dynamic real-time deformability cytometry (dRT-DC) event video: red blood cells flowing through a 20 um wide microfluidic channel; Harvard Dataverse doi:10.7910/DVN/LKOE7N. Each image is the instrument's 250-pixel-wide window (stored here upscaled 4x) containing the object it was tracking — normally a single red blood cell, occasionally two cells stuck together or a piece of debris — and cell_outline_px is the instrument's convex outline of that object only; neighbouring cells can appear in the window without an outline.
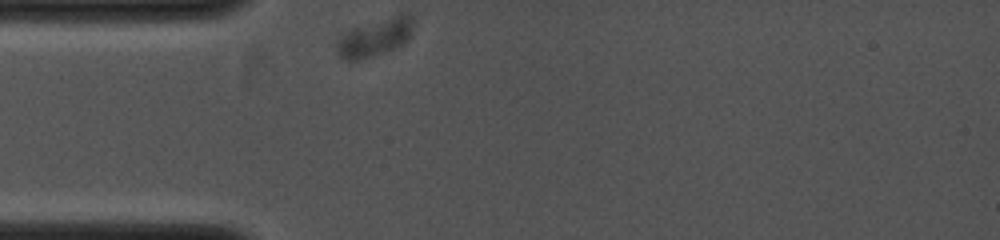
{"species": "common noctule bat (a hibernating species)", "species_latin": "Nyctalus noctula", "temperature_condition": "cold", "stored_images_in_passage": 61, "camera_frame_rate_fps": 4000, "um_per_image_px": 0.085, "animal": {"sex": "female", "body_mass_g": 19.0, "forearm_length_mm": 53.3}, "frame": {"image": 1, "passage_image": 1, "time_ms": 0.0, "image_size_px": [1000, 240], "cell_outline_px": [[412, 28], [408, 36], [400, 44], [392, 48], [360, 60], [344, 60], [336, 52], [336, 40], [344, 32], [352, 28], [404, 12], [408, 12], [412, 16]], "centroid_in_image_um": [31.8, 3.16], "position_along_channel_um": 53.2, "area_um2": 16.47}}
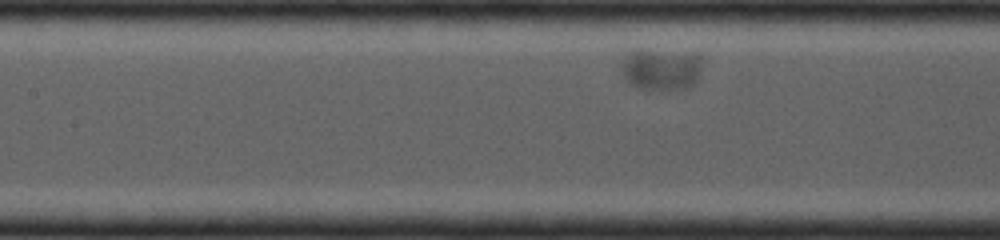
{"frame": {"image": 2, "passage_image": 36, "time_ms": 13.75, "image_size_px": [1000, 240], "cell_outline_px": [[704, 52], [700, 72], [696, 80], [688, 88], [640, 88], [632, 84], [628, 80], [624, 72], [624, 60], [628, 52], [636, 48], [640, 48]], "centroid_in_image_um": [56.31, 5.78], "position_along_channel_um": 151.1, "area_um2": 19.88}}
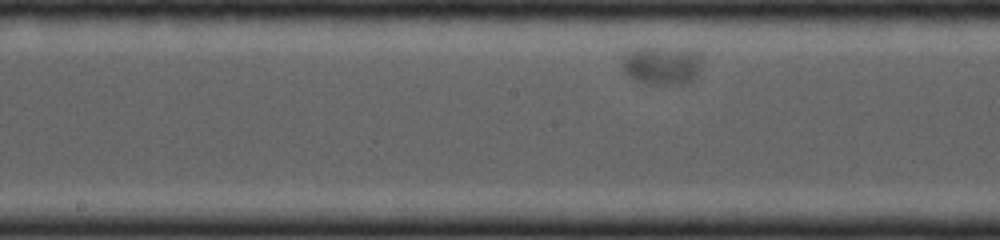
{"frame": {"image": 3, "passage_image": 52, "time_ms": 19.5, "image_size_px": [1000, 240], "cell_outline_px": [[704, 60], [696, 76], [692, 80], [680, 84], [648, 84], [636, 80], [628, 76], [620, 64], [624, 56], [628, 52], [636, 48], [700, 48], [704, 52]], "centroid_in_image_um": [56.37, 5.51], "position_along_channel_um": 191.8, "area_um2": 18.55}}